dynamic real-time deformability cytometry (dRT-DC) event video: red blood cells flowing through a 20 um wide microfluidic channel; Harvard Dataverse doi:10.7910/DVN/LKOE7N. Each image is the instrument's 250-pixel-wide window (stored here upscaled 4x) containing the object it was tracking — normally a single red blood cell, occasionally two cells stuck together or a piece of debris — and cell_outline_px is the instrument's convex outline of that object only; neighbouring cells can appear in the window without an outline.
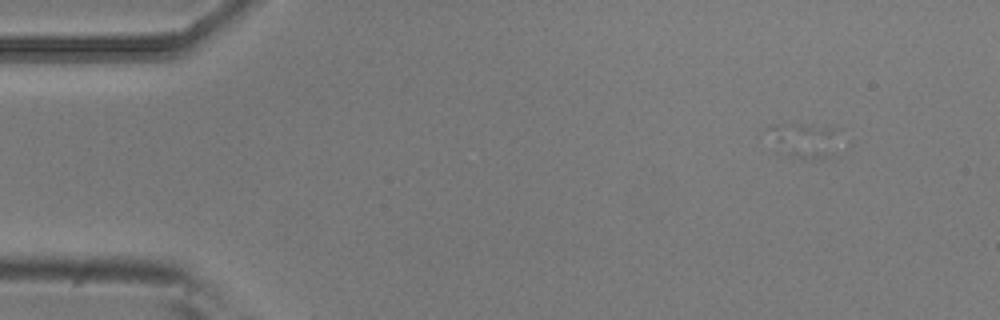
{"species": "common noctule bat (a hibernating species)", "species_latin": "Nyctalus noctula", "temperature_condition": "room temperature", "stored_images_in_passage": 6, "camera_frame_rate_fps": 3000, "um_per_image_px": 0.085, "animal": {"sex": "male", "body_mass_g": 20.5, "forearm_length_mm": 52.5}, "frame": {"image": 1, "passage_image": 2, "time_ms": 0.333, "image_size_px": [1000, 320], "cell_outline_px": [[840, 128], [836, 156], [812, 160], [804, 160], [788, 156], [776, 152], [768, 128], [776, 124], [808, 124]], "centroid_in_image_um": [68.44, 11.96], "position_along_channel_um": 16.6, "area_um2": 15.37}}
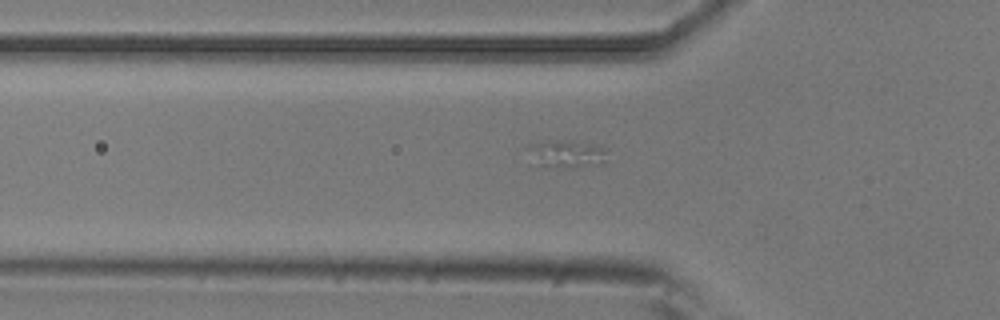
{"frame": {"image": 2, "passage_image": 5, "time_ms": 1.333, "image_size_px": [1000, 320], "cell_outline_px": [[604, 164], [564, 168], [540, 164], [524, 148], [524, 144], [556, 140], [568, 140], [600, 144], [604, 148]], "centroid_in_image_um": [48.15, 13.04], "position_along_channel_um": 77.6, "area_um2": 12.77}}